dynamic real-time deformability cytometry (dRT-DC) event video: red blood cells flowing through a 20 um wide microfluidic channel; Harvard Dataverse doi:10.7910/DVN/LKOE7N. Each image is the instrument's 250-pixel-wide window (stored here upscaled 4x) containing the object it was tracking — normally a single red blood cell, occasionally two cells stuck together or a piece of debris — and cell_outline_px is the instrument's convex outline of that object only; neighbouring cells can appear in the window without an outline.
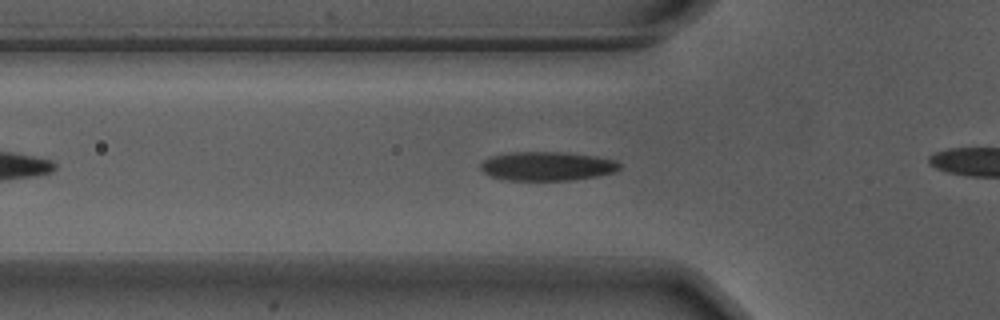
{"species": "Egyptian fruit bat (a non-hibernating species)", "species_latin": "Rousettus aegyptiacus", "temperature_condition": "warm", "stored_images_in_passage": 28, "camera_frame_rate_fps": 3000, "um_per_image_px": 0.085, "animal": {"sex": "male"}, "frame": {"image": 1, "passage_image": 2, "time_ms": 0.333, "image_size_px": [1000, 320], "cell_outline_px": [[620, 168], [612, 172], [596, 176], [568, 180], [508, 180], [492, 176], [484, 172], [480, 168], [480, 164], [484, 160], [492, 156], [516, 152], [560, 152], [592, 156], [616, 160], [620, 164]], "centroid_in_image_um": [46.49, 14.12], "position_along_channel_um": 79.3, "area_um2": 23.0}}
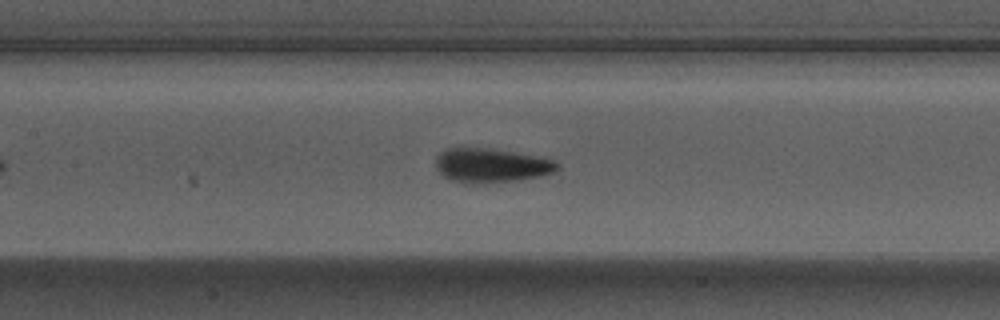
{"frame": {"image": 2, "passage_image": 9, "time_ms": 2.667, "image_size_px": [1000, 320], "cell_outline_px": [[560, 168], [556, 172], [540, 176], [516, 180], [484, 184], [464, 184], [448, 180], [436, 168], [436, 156], [440, 152], [448, 148], [488, 148], [536, 156], [556, 160], [560, 164]], "centroid_in_image_um": [41.75, 14.08], "position_along_channel_um": 165.6, "area_um2": 24.57}}
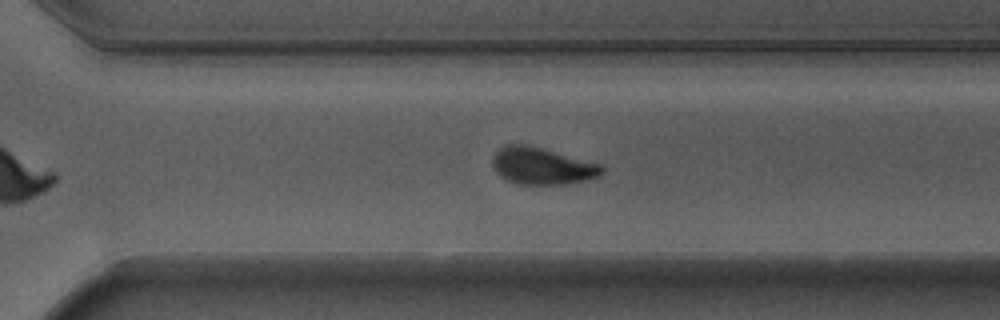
{"frame": {"image": 3, "passage_image": 22, "time_ms": 7.0, "image_size_px": [1000, 320], "cell_outline_px": [[604, 172], [600, 176], [588, 180], [560, 184], [516, 184], [500, 176], [496, 172], [492, 164], [492, 156], [500, 148], [512, 144], [528, 144], [544, 148], [600, 164], [604, 168]], "centroid_in_image_um": [46.08, 14.1], "position_along_channel_um": 324.5, "area_um2": 23.58}}